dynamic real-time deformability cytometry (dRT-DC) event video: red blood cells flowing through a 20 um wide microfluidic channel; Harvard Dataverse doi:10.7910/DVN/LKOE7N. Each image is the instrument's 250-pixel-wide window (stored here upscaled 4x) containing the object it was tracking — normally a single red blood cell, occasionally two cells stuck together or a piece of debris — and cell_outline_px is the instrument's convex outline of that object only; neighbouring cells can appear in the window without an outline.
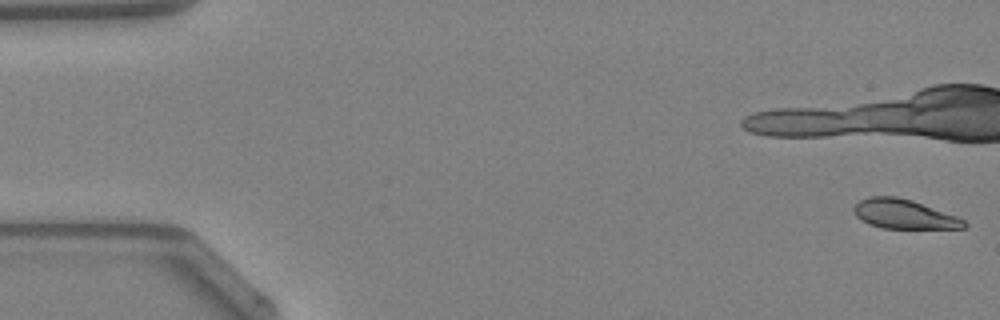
{"species": "Egyptian fruit bat (a non-hibernating species)", "species_latin": "Rousettus aegyptiacus", "temperature_condition": "warm", "stored_images_in_passage": 13, "camera_frame_rate_fps": 3000, "um_per_image_px": 0.085, "animal": {"sex": "female"}, "frame": {"image": 1, "passage_image": 1, "time_ms": 0.0, "image_size_px": [1000, 320], "cell_outline_px": [[968, 224], [964, 228], [880, 228], [868, 224], [856, 216], [852, 212], [852, 208], [860, 200], [868, 196], [896, 196], [912, 200], [956, 216], [964, 220]], "centroid_in_image_um": [76.79, 18.19], "position_along_channel_um": 8.2, "area_um2": 18.84}}